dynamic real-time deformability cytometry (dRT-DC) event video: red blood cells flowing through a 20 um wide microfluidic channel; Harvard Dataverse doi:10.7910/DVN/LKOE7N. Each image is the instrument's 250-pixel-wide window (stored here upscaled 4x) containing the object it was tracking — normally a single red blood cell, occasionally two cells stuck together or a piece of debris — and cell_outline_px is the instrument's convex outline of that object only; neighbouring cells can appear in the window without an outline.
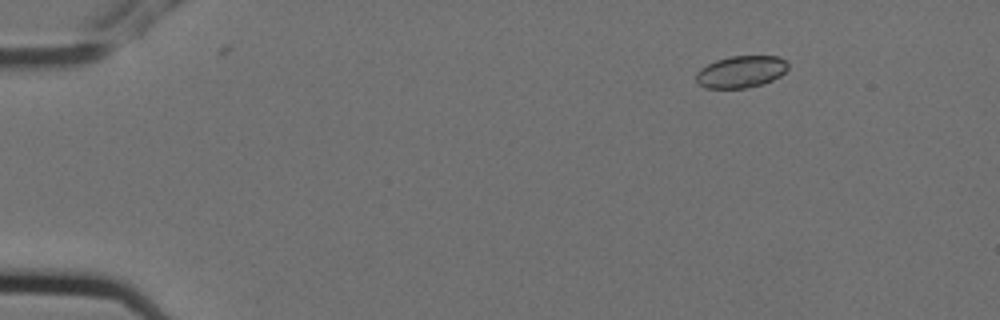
{"species": "Egyptian fruit bat (a non-hibernating species)", "species_latin": "Rousettus aegyptiacus", "temperature_condition": "cold", "stored_images_in_passage": 5, "camera_frame_rate_fps": 3000, "um_per_image_px": 0.085, "animal": {"sex": "female"}, "frame": {"image": 1, "passage_image": 2, "time_ms": 0.333, "image_size_px": [1000, 320], "cell_outline_px": [[788, 68], [780, 76], [764, 84], [744, 88], [704, 88], [696, 80], [696, 72], [700, 68], [716, 60], [728, 56], [780, 56], [788, 64]], "centroid_in_image_um": [62.98, 6.09], "position_along_channel_um": 22.0, "area_um2": 17.17}}
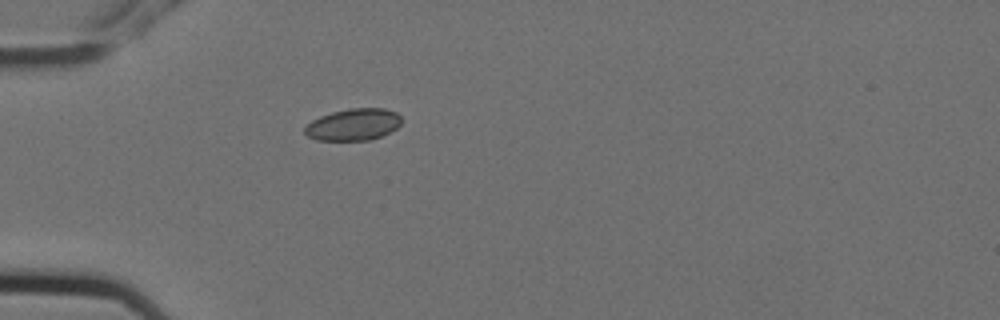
{"frame": {"image": 2, "passage_image": 5, "time_ms": 1.333, "image_size_px": [1000, 320], "cell_outline_px": [[400, 124], [396, 128], [380, 136], [368, 140], [316, 140], [308, 136], [304, 132], [304, 128], [312, 120], [320, 116], [332, 112], [348, 108], [384, 108], [396, 112], [400, 116]], "centroid_in_image_um": [30.01, 10.58], "position_along_channel_um": 55.0, "area_um2": 17.8}}